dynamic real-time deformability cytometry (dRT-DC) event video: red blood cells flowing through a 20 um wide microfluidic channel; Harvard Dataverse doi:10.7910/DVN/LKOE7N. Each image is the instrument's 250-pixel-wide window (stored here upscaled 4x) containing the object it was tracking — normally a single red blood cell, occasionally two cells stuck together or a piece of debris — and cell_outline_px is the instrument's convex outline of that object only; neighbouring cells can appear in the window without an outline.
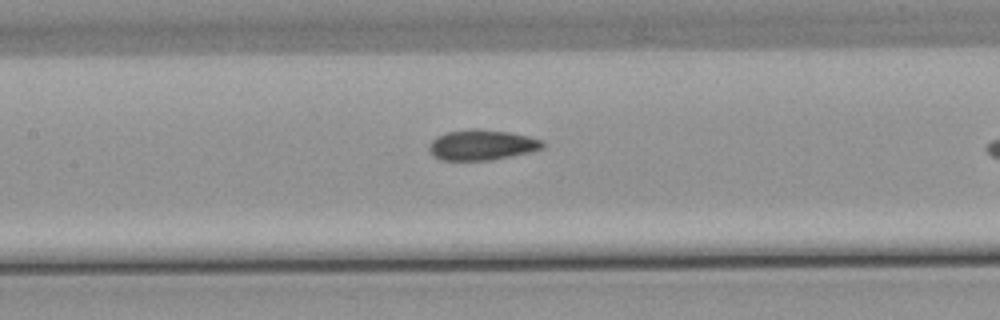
{"species": "common noctule bat (a hibernating species)", "species_latin": "Nyctalus noctula", "temperature_condition": "warm", "stored_images_in_passage": 30, "camera_frame_rate_fps": 3000, "um_per_image_px": 0.085, "animal": {"sex": "male", "body_mass_g": 21.5, "forearm_length_mm": 52.0}, "frame": {"image": 1, "passage_image": 13, "time_ms": 4.0, "image_size_px": [1000, 320], "cell_outline_px": [[544, 148], [528, 152], [492, 160], [440, 160], [432, 156], [428, 148], [432, 140], [436, 136], [448, 132], [468, 128], [480, 128], [508, 132], [528, 136], [544, 140]], "centroid_in_image_um": [40.93, 12.31], "position_along_channel_um": 166.5, "area_um2": 20.29}}
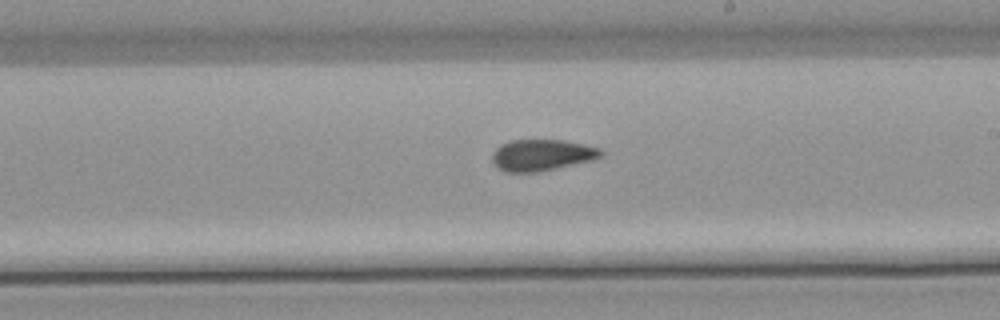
{"frame": {"image": 2, "passage_image": 19, "time_ms": 6.0, "image_size_px": [1000, 320], "cell_outline_px": [[604, 152], [600, 156], [592, 160], [536, 172], [504, 172], [492, 160], [492, 152], [500, 144], [512, 140], [564, 140], [584, 144], [600, 148]], "centroid_in_image_um": [46.04, 13.17], "position_along_channel_um": 243.0, "area_um2": 19.71}}
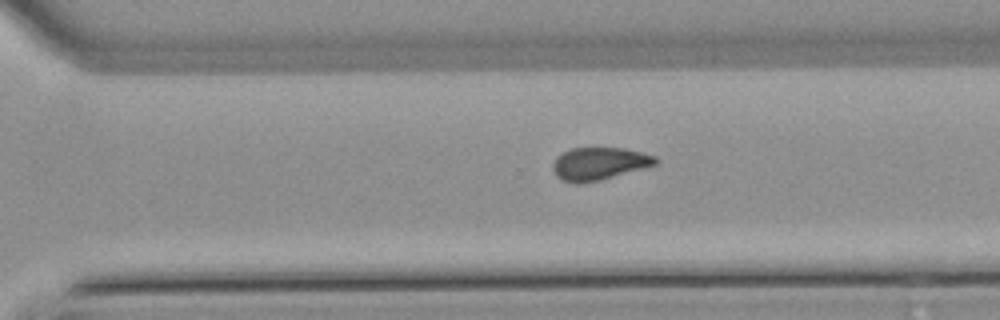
{"frame": {"image": 3, "passage_image": 25, "time_ms": 8.0, "image_size_px": [1000, 320], "cell_outline_px": [[660, 160], [656, 164], [600, 180], [580, 184], [576, 184], [560, 180], [556, 176], [552, 168], [552, 164], [556, 156], [572, 148], [624, 148], [656, 156]], "centroid_in_image_um": [50.89, 13.92], "position_along_channel_um": 319.7, "area_um2": 19.54}}